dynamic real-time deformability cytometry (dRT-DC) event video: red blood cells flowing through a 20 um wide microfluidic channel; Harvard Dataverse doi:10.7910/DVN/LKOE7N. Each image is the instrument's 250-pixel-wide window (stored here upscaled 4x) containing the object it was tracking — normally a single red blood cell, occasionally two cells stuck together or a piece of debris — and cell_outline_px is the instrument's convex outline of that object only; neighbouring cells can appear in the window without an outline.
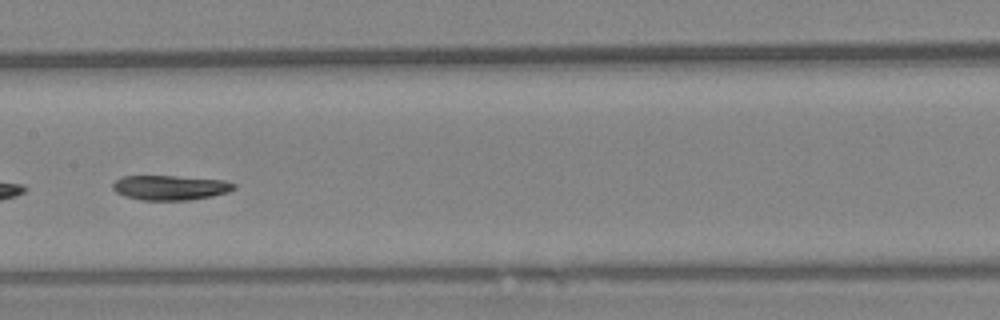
{"species": "Egyptian fruit bat (a non-hibernating species)", "species_latin": "Rousettus aegyptiacus", "temperature_condition": "warm", "stored_images_in_passage": 41, "camera_frame_rate_fps": 3000, "um_per_image_px": 0.085, "animal": {"sex": "female"}, "frame": {"image": 1, "passage_image": 12, "time_ms": 3.667, "image_size_px": [1000, 320], "cell_outline_px": [[236, 188], [228, 192], [212, 196], [188, 200], [140, 200], [124, 196], [116, 192], [112, 188], [112, 184], [116, 180], [124, 176], [176, 176], [224, 180], [236, 184]], "centroid_in_image_um": [14.47, 15.95], "position_along_channel_um": 192.9, "area_um2": 17.51}, "authors_computed_cell_mechanics": {"area_um2": 17.7446, "velocity_mm_per_s": 3.3883, "shape_relaxation_time_tau1_ms": 7.3136, "shape_relaxation_time_tau2_ms": 6.3287, "deformation_change_tau1": 0.1987, "deformation_change_tau2": 0.1251}}